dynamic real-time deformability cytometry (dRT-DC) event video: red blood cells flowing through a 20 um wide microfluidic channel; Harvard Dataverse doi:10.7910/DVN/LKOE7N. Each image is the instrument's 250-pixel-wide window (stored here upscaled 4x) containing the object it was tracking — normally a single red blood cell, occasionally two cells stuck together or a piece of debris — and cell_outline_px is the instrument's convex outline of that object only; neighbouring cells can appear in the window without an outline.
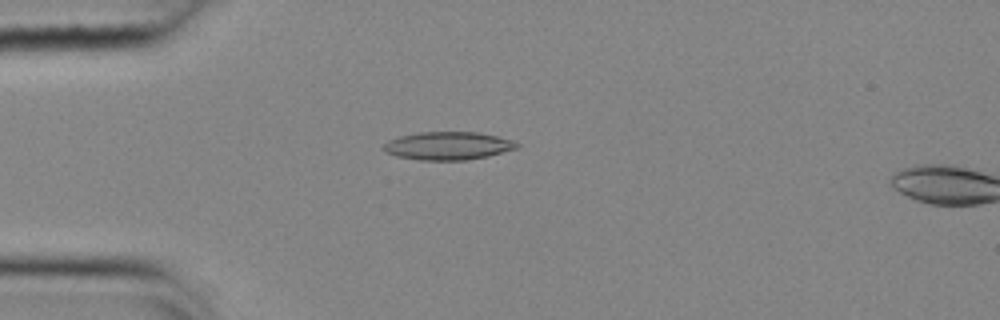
{"species": "common noctule bat (a hibernating species)", "species_latin": "Nyctalus noctula", "temperature_condition": "cold", "stored_images_in_passage": 17, "camera_frame_rate_fps": 3000, "um_per_image_px": 0.085, "animal": {"sex": "female", "body_mass_g": 25.1}, "frame": {"image": 1, "passage_image": 15, "time_ms": 4.667, "image_size_px": [1000, 320], "cell_outline_px": [[520, 148], [488, 156], [468, 160], [420, 160], [396, 156], [388, 152], [384, 148], [384, 144], [388, 140], [400, 136], [420, 132], [480, 132], [512, 140], [520, 144]], "centroid_in_image_um": [38.14, 12.39], "position_along_channel_um": 46.9, "area_um2": 21.79}}